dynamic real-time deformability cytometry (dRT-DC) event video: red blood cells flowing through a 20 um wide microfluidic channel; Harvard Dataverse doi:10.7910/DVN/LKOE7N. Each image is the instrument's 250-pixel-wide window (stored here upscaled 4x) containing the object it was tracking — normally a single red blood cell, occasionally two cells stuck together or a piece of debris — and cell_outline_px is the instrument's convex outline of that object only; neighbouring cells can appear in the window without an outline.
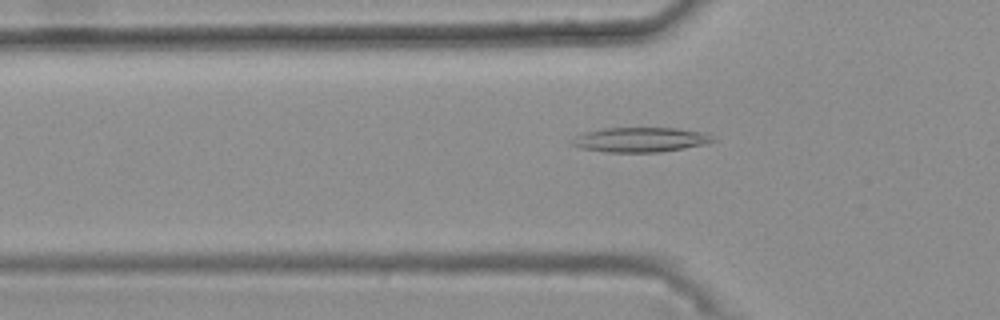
{"species": "common noctule bat (a hibernating species)", "species_latin": "Nyctalus noctula", "temperature_condition": "warm", "stored_images_in_passage": 44, "camera_frame_rate_fps": 3000, "um_per_image_px": 0.085, "animal": {"sex": "female", "body_mass_g": 25.1}, "frame": {"image": 1, "passage_image": 13, "time_ms": 4.0, "image_size_px": [1000, 320], "cell_outline_px": [[716, 140], [704, 144], [684, 148], [660, 152], [604, 152], [580, 148], [568, 144], [568, 140], [584, 132], [604, 128], [676, 128], [708, 132]], "centroid_in_image_um": [54.39, 11.87], "position_along_channel_um": 71.4, "area_um2": 20.58}}
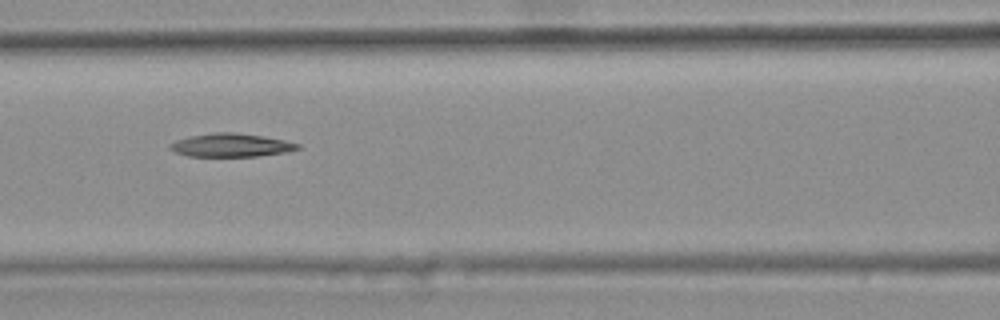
{"frame": {"image": 2, "passage_image": 19, "time_ms": 6.0, "image_size_px": [1000, 320], "cell_outline_px": [[300, 148], [284, 152], [256, 156], [188, 156], [176, 152], [168, 148], [168, 144], [176, 140], [192, 136], [216, 132], [232, 132], [264, 136], [284, 140], [300, 144]], "centroid_in_image_um": [19.62, 12.33], "position_along_channel_um": 147.0, "area_um2": 17.17}}
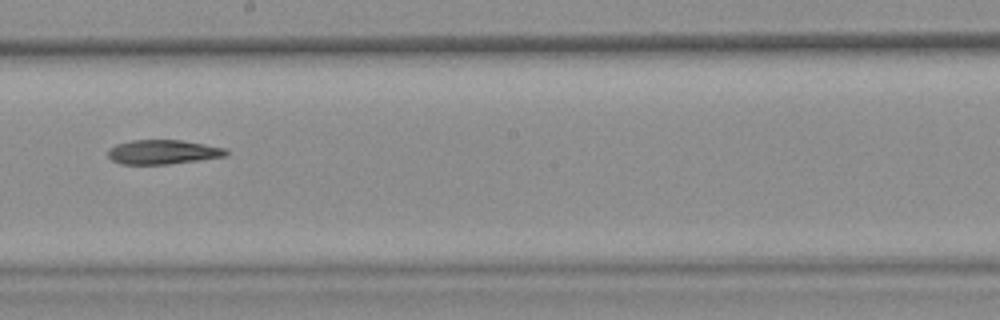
{"frame": {"image": 3, "passage_image": 26, "time_ms": 8.333, "image_size_px": [1000, 320], "cell_outline_px": [[228, 156], [200, 160], [168, 164], [120, 164], [112, 160], [108, 156], [108, 148], [116, 144], [132, 140], [180, 140], [204, 144], [224, 148], [228, 152]], "centroid_in_image_um": [13.83, 12.92], "position_along_channel_um": 234.4, "area_um2": 16.76}}